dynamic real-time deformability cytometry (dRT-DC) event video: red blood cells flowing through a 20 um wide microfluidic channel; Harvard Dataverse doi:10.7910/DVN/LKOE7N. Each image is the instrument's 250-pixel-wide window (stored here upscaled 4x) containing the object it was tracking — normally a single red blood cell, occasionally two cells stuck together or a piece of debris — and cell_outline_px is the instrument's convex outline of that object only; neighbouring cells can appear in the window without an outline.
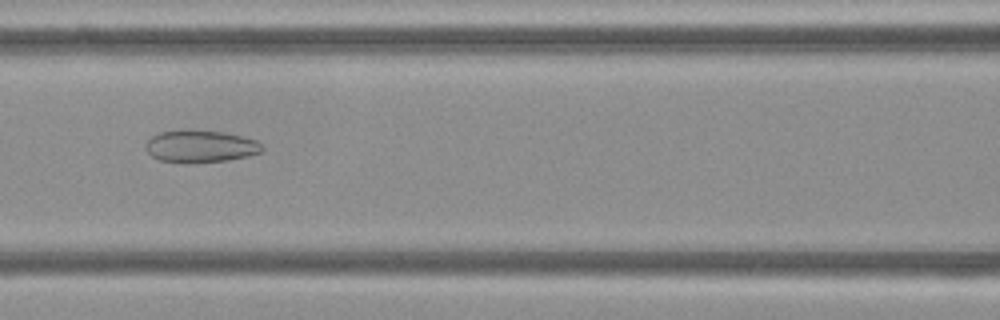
{"species": "Egyptian fruit bat (a non-hibernating species)", "species_latin": "Rousettus aegyptiacus", "temperature_condition": "cold", "stored_images_in_passage": 53, "camera_frame_rate_fps": 3000, "um_per_image_px": 0.085, "frame": {"image": 1, "passage_image": 23, "time_ms": 7.333, "image_size_px": [1000, 320], "cell_outline_px": [[264, 148], [260, 152], [248, 156], [228, 160], [160, 160], [152, 156], [144, 148], [144, 144], [152, 136], [160, 132], [224, 132], [244, 136], [256, 140], [264, 144]], "centroid_in_image_um": [17.11, 12.42], "position_along_channel_um": 149.5, "area_um2": 20.63}}
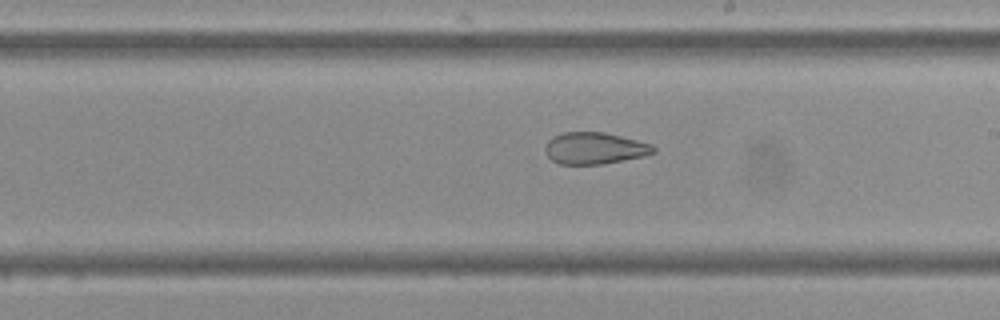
{"frame": {"image": 2, "passage_image": 30, "time_ms": 9.667, "image_size_px": [1000, 320], "cell_outline_px": [[656, 152], [644, 156], [604, 164], [560, 164], [552, 160], [544, 152], [544, 148], [548, 140], [552, 136], [564, 132], [604, 132], [652, 144], [656, 148]], "centroid_in_image_um": [50.53, 12.6], "position_along_channel_um": 238.5, "area_um2": 20.11}}
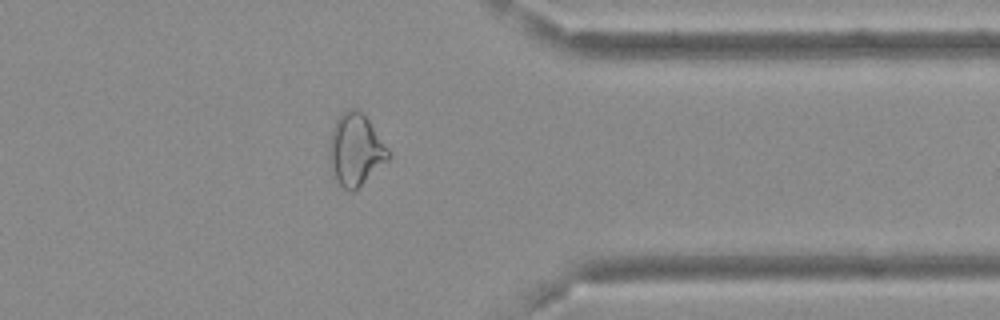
{"frame": {"image": 3, "passage_image": 42, "time_ms": 13.667, "image_size_px": [1000, 320], "cell_outline_px": [[392, 156], [388, 160], [352, 192], [348, 192], [332, 176], [328, 164], [328, 148], [332, 128], [336, 120], [344, 112], [352, 108], [360, 108], [392, 152]], "centroid_in_image_um": [30.21, 12.72], "position_along_channel_um": 381.2, "area_um2": 25.14}, "authors_computed_cell_mechanics": {"area_um2": 26.6458, "velocity_mm_per_s": 3.8154, "shape_relaxation_time_tau1_ms": null, "shape_relaxation_time_tau2_ms": 2.4844, "deformation_change_tau1": null, "deformation_change_tau2": 0.0988}}